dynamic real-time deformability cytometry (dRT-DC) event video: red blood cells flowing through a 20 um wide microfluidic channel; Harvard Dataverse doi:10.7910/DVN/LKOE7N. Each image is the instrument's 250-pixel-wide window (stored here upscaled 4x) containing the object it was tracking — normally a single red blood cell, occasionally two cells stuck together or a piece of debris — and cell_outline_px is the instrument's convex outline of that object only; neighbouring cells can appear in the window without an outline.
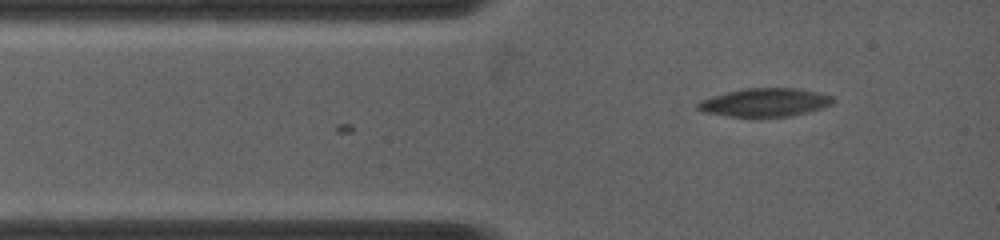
{"species": "common noctule bat (a hibernating species)", "species_latin": "Nyctalus noctula", "temperature_condition": "warm", "stored_images_in_passage": 8, "camera_frame_rate_fps": 5000, "um_per_image_px": 0.085, "animal": {"sex": "female", "body_mass_g": 19.0, "forearm_length_mm": 53.3}, "frame": {"image": 1, "passage_image": 8, "time_ms": 1.4, "image_size_px": [1000, 240], "cell_outline_px": [[836, 100], [832, 104], [808, 112], [788, 116], [728, 116], [704, 112], [696, 108], [696, 104], [700, 100], [712, 96], [744, 88], [800, 88], [832, 96]], "centroid_in_image_um": [65.02, 8.69], "position_along_channel_um": 20.0, "area_um2": 22.14}}